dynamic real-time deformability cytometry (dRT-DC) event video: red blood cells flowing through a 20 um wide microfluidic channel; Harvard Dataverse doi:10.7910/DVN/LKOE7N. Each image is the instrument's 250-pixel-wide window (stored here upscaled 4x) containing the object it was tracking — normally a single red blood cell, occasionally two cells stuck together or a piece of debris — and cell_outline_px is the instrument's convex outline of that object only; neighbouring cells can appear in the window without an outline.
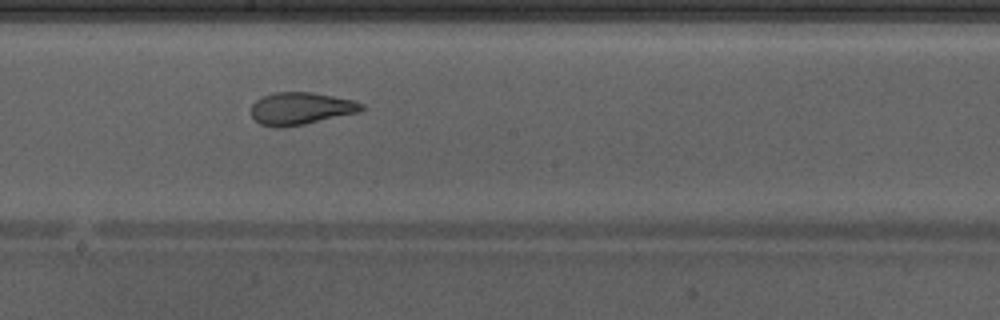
{"species": "Egyptian fruit bat (a non-hibernating species)", "species_latin": "Rousettus aegyptiacus", "temperature_condition": "warm", "stored_images_in_passage": 46, "camera_frame_rate_fps": 3000, "um_per_image_px": 0.085, "animal": {"sex": "male"}, "frame": {"image": 1, "passage_image": 27, "time_ms": 8.667, "image_size_px": [1000, 320], "cell_outline_px": [[364, 108], [360, 112], [304, 124], [284, 128], [276, 128], [260, 124], [252, 116], [252, 104], [256, 100], [272, 92], [312, 92], [352, 100], [364, 104]], "centroid_in_image_um": [25.56, 9.23], "position_along_channel_um": 222.6, "area_um2": 20.81}, "authors_computed_cell_mechanics": {"area_um2": 23.8425, "velocity_mm_per_s": 4.2816, "shape_relaxation_time_tau1_ms": null, "shape_relaxation_time_tau2_ms": 1.184, "deformation_change_tau1": null, "deformation_change_tau2": 0.0891}}